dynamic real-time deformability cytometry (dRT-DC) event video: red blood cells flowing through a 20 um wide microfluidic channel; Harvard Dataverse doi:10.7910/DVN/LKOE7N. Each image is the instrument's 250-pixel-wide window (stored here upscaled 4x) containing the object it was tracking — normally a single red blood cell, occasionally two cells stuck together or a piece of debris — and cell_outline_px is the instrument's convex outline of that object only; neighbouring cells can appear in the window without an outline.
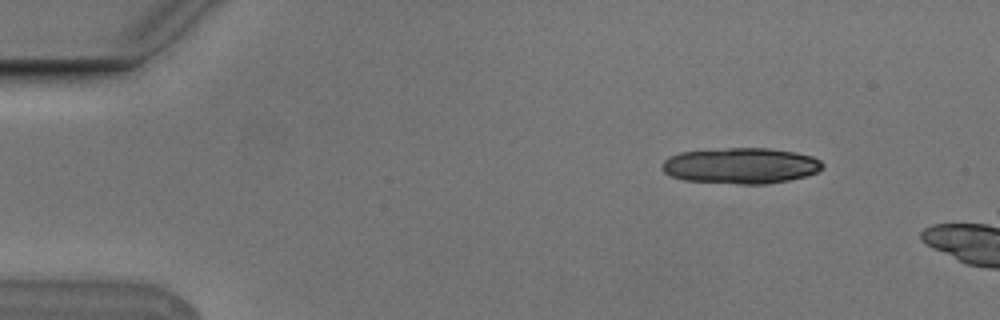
{"species": "Egyptian fruit bat (a non-hibernating species)", "species_latin": "Rousettus aegyptiacus", "temperature_condition": "cold", "stored_images_in_passage": 3, "camera_frame_rate_fps": 3000, "um_per_image_px": 0.085, "animal": {"sex": "male"}, "frame": {"image": 1, "passage_image": 1, "time_ms": 0.0, "image_size_px": [1000, 320], "cell_outline_px": [[824, 168], [808, 176], [768, 184], [740, 184], [684, 180], [672, 176], [664, 172], [660, 168], [660, 164], [668, 156], [680, 152], [728, 148], [768, 148], [796, 152], [812, 156], [820, 160], [824, 164]], "centroid_in_image_um": [62.97, 14.08], "position_along_channel_um": 22.0, "area_um2": 33.81}}